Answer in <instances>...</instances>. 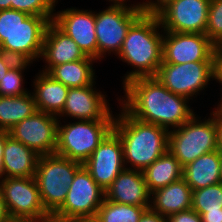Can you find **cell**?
<instances>
[{
	"mask_svg": "<svg viewBox=\"0 0 222 222\" xmlns=\"http://www.w3.org/2000/svg\"><path fill=\"white\" fill-rule=\"evenodd\" d=\"M122 87L124 97L120 95L116 100L140 121L171 130L196 114L189 98L172 93L156 77L135 78Z\"/></svg>",
	"mask_w": 222,
	"mask_h": 222,
	"instance_id": "6da1fadb",
	"label": "cell"
},
{
	"mask_svg": "<svg viewBox=\"0 0 222 222\" xmlns=\"http://www.w3.org/2000/svg\"><path fill=\"white\" fill-rule=\"evenodd\" d=\"M163 34L156 14L144 12L128 29L116 56L132 68L122 78V86L132 79L155 77L163 61Z\"/></svg>",
	"mask_w": 222,
	"mask_h": 222,
	"instance_id": "7a4b0ae2",
	"label": "cell"
},
{
	"mask_svg": "<svg viewBox=\"0 0 222 222\" xmlns=\"http://www.w3.org/2000/svg\"><path fill=\"white\" fill-rule=\"evenodd\" d=\"M117 108L113 130L122 143L125 167L143 171L168 151L169 130L130 116L120 105Z\"/></svg>",
	"mask_w": 222,
	"mask_h": 222,
	"instance_id": "3957f363",
	"label": "cell"
},
{
	"mask_svg": "<svg viewBox=\"0 0 222 222\" xmlns=\"http://www.w3.org/2000/svg\"><path fill=\"white\" fill-rule=\"evenodd\" d=\"M204 119L195 114L180 127L169 130L168 150L182 167L201 155L217 150L216 113Z\"/></svg>",
	"mask_w": 222,
	"mask_h": 222,
	"instance_id": "277c9868",
	"label": "cell"
},
{
	"mask_svg": "<svg viewBox=\"0 0 222 222\" xmlns=\"http://www.w3.org/2000/svg\"><path fill=\"white\" fill-rule=\"evenodd\" d=\"M69 121L58 122L55 154L83 164L113 130L114 120Z\"/></svg>",
	"mask_w": 222,
	"mask_h": 222,
	"instance_id": "5b68a950",
	"label": "cell"
},
{
	"mask_svg": "<svg viewBox=\"0 0 222 222\" xmlns=\"http://www.w3.org/2000/svg\"><path fill=\"white\" fill-rule=\"evenodd\" d=\"M83 164L57 154L39 156L35 179L45 210L52 216L65 202L68 186Z\"/></svg>",
	"mask_w": 222,
	"mask_h": 222,
	"instance_id": "8992f818",
	"label": "cell"
},
{
	"mask_svg": "<svg viewBox=\"0 0 222 222\" xmlns=\"http://www.w3.org/2000/svg\"><path fill=\"white\" fill-rule=\"evenodd\" d=\"M142 7L109 5L95 11V31L98 44V62L121 51L130 26L144 13Z\"/></svg>",
	"mask_w": 222,
	"mask_h": 222,
	"instance_id": "52a82bcc",
	"label": "cell"
},
{
	"mask_svg": "<svg viewBox=\"0 0 222 222\" xmlns=\"http://www.w3.org/2000/svg\"><path fill=\"white\" fill-rule=\"evenodd\" d=\"M155 77L169 91L187 97L192 102L206 91L211 81H216L215 61L162 63Z\"/></svg>",
	"mask_w": 222,
	"mask_h": 222,
	"instance_id": "ba28073f",
	"label": "cell"
},
{
	"mask_svg": "<svg viewBox=\"0 0 222 222\" xmlns=\"http://www.w3.org/2000/svg\"><path fill=\"white\" fill-rule=\"evenodd\" d=\"M104 198L105 191L82 165L68 186L65 202L51 216V222H66L77 217L97 215Z\"/></svg>",
	"mask_w": 222,
	"mask_h": 222,
	"instance_id": "9c48e42d",
	"label": "cell"
},
{
	"mask_svg": "<svg viewBox=\"0 0 222 222\" xmlns=\"http://www.w3.org/2000/svg\"><path fill=\"white\" fill-rule=\"evenodd\" d=\"M0 189L11 219L51 222L45 210L35 177L2 178Z\"/></svg>",
	"mask_w": 222,
	"mask_h": 222,
	"instance_id": "30bf717a",
	"label": "cell"
},
{
	"mask_svg": "<svg viewBox=\"0 0 222 222\" xmlns=\"http://www.w3.org/2000/svg\"><path fill=\"white\" fill-rule=\"evenodd\" d=\"M49 23L46 17L29 15L0 44V50L17 61L39 62Z\"/></svg>",
	"mask_w": 222,
	"mask_h": 222,
	"instance_id": "8fae6325",
	"label": "cell"
},
{
	"mask_svg": "<svg viewBox=\"0 0 222 222\" xmlns=\"http://www.w3.org/2000/svg\"><path fill=\"white\" fill-rule=\"evenodd\" d=\"M96 82L90 86L69 88L58 119L114 120L116 114L111 110L114 108L110 107L108 96L97 88Z\"/></svg>",
	"mask_w": 222,
	"mask_h": 222,
	"instance_id": "7c38bea8",
	"label": "cell"
},
{
	"mask_svg": "<svg viewBox=\"0 0 222 222\" xmlns=\"http://www.w3.org/2000/svg\"><path fill=\"white\" fill-rule=\"evenodd\" d=\"M210 0H173L156 15L163 31L205 34Z\"/></svg>",
	"mask_w": 222,
	"mask_h": 222,
	"instance_id": "4fadbf2b",
	"label": "cell"
},
{
	"mask_svg": "<svg viewBox=\"0 0 222 222\" xmlns=\"http://www.w3.org/2000/svg\"><path fill=\"white\" fill-rule=\"evenodd\" d=\"M58 122L57 116L36 111L8 132L38 155H51L56 152Z\"/></svg>",
	"mask_w": 222,
	"mask_h": 222,
	"instance_id": "5bb4252c",
	"label": "cell"
},
{
	"mask_svg": "<svg viewBox=\"0 0 222 222\" xmlns=\"http://www.w3.org/2000/svg\"><path fill=\"white\" fill-rule=\"evenodd\" d=\"M216 45L206 34L164 31L162 63L215 61Z\"/></svg>",
	"mask_w": 222,
	"mask_h": 222,
	"instance_id": "9a60e30c",
	"label": "cell"
},
{
	"mask_svg": "<svg viewBox=\"0 0 222 222\" xmlns=\"http://www.w3.org/2000/svg\"><path fill=\"white\" fill-rule=\"evenodd\" d=\"M83 165L95 182L106 191L126 168L123 147L118 134L112 130Z\"/></svg>",
	"mask_w": 222,
	"mask_h": 222,
	"instance_id": "2e32d148",
	"label": "cell"
},
{
	"mask_svg": "<svg viewBox=\"0 0 222 222\" xmlns=\"http://www.w3.org/2000/svg\"><path fill=\"white\" fill-rule=\"evenodd\" d=\"M52 22L72 38L86 56L93 57L98 61L94 10H81L76 7L61 9L60 11L55 9Z\"/></svg>",
	"mask_w": 222,
	"mask_h": 222,
	"instance_id": "e0dca14e",
	"label": "cell"
},
{
	"mask_svg": "<svg viewBox=\"0 0 222 222\" xmlns=\"http://www.w3.org/2000/svg\"><path fill=\"white\" fill-rule=\"evenodd\" d=\"M86 55L77 43L67 34L61 31L53 22L47 26L40 61L42 70L48 73L54 66L84 59Z\"/></svg>",
	"mask_w": 222,
	"mask_h": 222,
	"instance_id": "ac0fdd59",
	"label": "cell"
},
{
	"mask_svg": "<svg viewBox=\"0 0 222 222\" xmlns=\"http://www.w3.org/2000/svg\"><path fill=\"white\" fill-rule=\"evenodd\" d=\"M105 199L134 206H150L151 193L143 172L125 168L106 189Z\"/></svg>",
	"mask_w": 222,
	"mask_h": 222,
	"instance_id": "d6986e66",
	"label": "cell"
},
{
	"mask_svg": "<svg viewBox=\"0 0 222 222\" xmlns=\"http://www.w3.org/2000/svg\"><path fill=\"white\" fill-rule=\"evenodd\" d=\"M39 156L33 149L8 135L3 150V178L34 177Z\"/></svg>",
	"mask_w": 222,
	"mask_h": 222,
	"instance_id": "ffe728a7",
	"label": "cell"
},
{
	"mask_svg": "<svg viewBox=\"0 0 222 222\" xmlns=\"http://www.w3.org/2000/svg\"><path fill=\"white\" fill-rule=\"evenodd\" d=\"M30 90L38 111L58 116L64 107L69 88L39 70L34 75Z\"/></svg>",
	"mask_w": 222,
	"mask_h": 222,
	"instance_id": "44dd1931",
	"label": "cell"
},
{
	"mask_svg": "<svg viewBox=\"0 0 222 222\" xmlns=\"http://www.w3.org/2000/svg\"><path fill=\"white\" fill-rule=\"evenodd\" d=\"M150 208L164 217L192 208V189L182 178L151 193Z\"/></svg>",
	"mask_w": 222,
	"mask_h": 222,
	"instance_id": "7402d4cb",
	"label": "cell"
},
{
	"mask_svg": "<svg viewBox=\"0 0 222 222\" xmlns=\"http://www.w3.org/2000/svg\"><path fill=\"white\" fill-rule=\"evenodd\" d=\"M221 153L208 152L183 167V179L193 190L221 183Z\"/></svg>",
	"mask_w": 222,
	"mask_h": 222,
	"instance_id": "603a6c76",
	"label": "cell"
},
{
	"mask_svg": "<svg viewBox=\"0 0 222 222\" xmlns=\"http://www.w3.org/2000/svg\"><path fill=\"white\" fill-rule=\"evenodd\" d=\"M94 63L98 61L86 56L81 60L54 66L47 74L68 88L90 86L97 80Z\"/></svg>",
	"mask_w": 222,
	"mask_h": 222,
	"instance_id": "cb8c5ba5",
	"label": "cell"
},
{
	"mask_svg": "<svg viewBox=\"0 0 222 222\" xmlns=\"http://www.w3.org/2000/svg\"><path fill=\"white\" fill-rule=\"evenodd\" d=\"M142 172L150 193L183 178V167L169 150Z\"/></svg>",
	"mask_w": 222,
	"mask_h": 222,
	"instance_id": "d4e9b609",
	"label": "cell"
},
{
	"mask_svg": "<svg viewBox=\"0 0 222 222\" xmlns=\"http://www.w3.org/2000/svg\"><path fill=\"white\" fill-rule=\"evenodd\" d=\"M36 111L38 110L31 91L22 96H0V129L9 131Z\"/></svg>",
	"mask_w": 222,
	"mask_h": 222,
	"instance_id": "484cf974",
	"label": "cell"
},
{
	"mask_svg": "<svg viewBox=\"0 0 222 222\" xmlns=\"http://www.w3.org/2000/svg\"><path fill=\"white\" fill-rule=\"evenodd\" d=\"M150 206H134L111 202L104 198L97 216L102 222H139L143 212Z\"/></svg>",
	"mask_w": 222,
	"mask_h": 222,
	"instance_id": "4316f807",
	"label": "cell"
},
{
	"mask_svg": "<svg viewBox=\"0 0 222 222\" xmlns=\"http://www.w3.org/2000/svg\"><path fill=\"white\" fill-rule=\"evenodd\" d=\"M33 63L27 61H16L0 80V96H22L30 92L25 88L24 73Z\"/></svg>",
	"mask_w": 222,
	"mask_h": 222,
	"instance_id": "83f0119b",
	"label": "cell"
},
{
	"mask_svg": "<svg viewBox=\"0 0 222 222\" xmlns=\"http://www.w3.org/2000/svg\"><path fill=\"white\" fill-rule=\"evenodd\" d=\"M192 209L201 216L205 212H222V182L193 190Z\"/></svg>",
	"mask_w": 222,
	"mask_h": 222,
	"instance_id": "f1b7e54d",
	"label": "cell"
},
{
	"mask_svg": "<svg viewBox=\"0 0 222 222\" xmlns=\"http://www.w3.org/2000/svg\"><path fill=\"white\" fill-rule=\"evenodd\" d=\"M61 0H11V9L53 21L55 8Z\"/></svg>",
	"mask_w": 222,
	"mask_h": 222,
	"instance_id": "f546056e",
	"label": "cell"
},
{
	"mask_svg": "<svg viewBox=\"0 0 222 222\" xmlns=\"http://www.w3.org/2000/svg\"><path fill=\"white\" fill-rule=\"evenodd\" d=\"M205 34L216 46L222 42V0H210Z\"/></svg>",
	"mask_w": 222,
	"mask_h": 222,
	"instance_id": "4dcf8cb0",
	"label": "cell"
},
{
	"mask_svg": "<svg viewBox=\"0 0 222 222\" xmlns=\"http://www.w3.org/2000/svg\"><path fill=\"white\" fill-rule=\"evenodd\" d=\"M29 15L25 12L7 9L0 10V44L22 23Z\"/></svg>",
	"mask_w": 222,
	"mask_h": 222,
	"instance_id": "1f68e13d",
	"label": "cell"
},
{
	"mask_svg": "<svg viewBox=\"0 0 222 222\" xmlns=\"http://www.w3.org/2000/svg\"><path fill=\"white\" fill-rule=\"evenodd\" d=\"M166 222H202V217L194 209L171 214L166 218Z\"/></svg>",
	"mask_w": 222,
	"mask_h": 222,
	"instance_id": "d6a6232c",
	"label": "cell"
},
{
	"mask_svg": "<svg viewBox=\"0 0 222 222\" xmlns=\"http://www.w3.org/2000/svg\"><path fill=\"white\" fill-rule=\"evenodd\" d=\"M143 0L142 8L146 13L157 14L167 3L173 0Z\"/></svg>",
	"mask_w": 222,
	"mask_h": 222,
	"instance_id": "836d02e7",
	"label": "cell"
},
{
	"mask_svg": "<svg viewBox=\"0 0 222 222\" xmlns=\"http://www.w3.org/2000/svg\"><path fill=\"white\" fill-rule=\"evenodd\" d=\"M17 60L0 50V80Z\"/></svg>",
	"mask_w": 222,
	"mask_h": 222,
	"instance_id": "e575fe53",
	"label": "cell"
},
{
	"mask_svg": "<svg viewBox=\"0 0 222 222\" xmlns=\"http://www.w3.org/2000/svg\"><path fill=\"white\" fill-rule=\"evenodd\" d=\"M139 222H166V217L148 208L141 215Z\"/></svg>",
	"mask_w": 222,
	"mask_h": 222,
	"instance_id": "d590c367",
	"label": "cell"
},
{
	"mask_svg": "<svg viewBox=\"0 0 222 222\" xmlns=\"http://www.w3.org/2000/svg\"><path fill=\"white\" fill-rule=\"evenodd\" d=\"M216 83L222 85V53H215Z\"/></svg>",
	"mask_w": 222,
	"mask_h": 222,
	"instance_id": "8d00e7d4",
	"label": "cell"
},
{
	"mask_svg": "<svg viewBox=\"0 0 222 222\" xmlns=\"http://www.w3.org/2000/svg\"><path fill=\"white\" fill-rule=\"evenodd\" d=\"M8 135H9L8 131L0 129V180L3 178V171H2V169H3V164H2L3 150H4V146H5V140Z\"/></svg>",
	"mask_w": 222,
	"mask_h": 222,
	"instance_id": "74e56055",
	"label": "cell"
},
{
	"mask_svg": "<svg viewBox=\"0 0 222 222\" xmlns=\"http://www.w3.org/2000/svg\"><path fill=\"white\" fill-rule=\"evenodd\" d=\"M201 217L202 222H222V212H205Z\"/></svg>",
	"mask_w": 222,
	"mask_h": 222,
	"instance_id": "f35d334b",
	"label": "cell"
},
{
	"mask_svg": "<svg viewBox=\"0 0 222 222\" xmlns=\"http://www.w3.org/2000/svg\"><path fill=\"white\" fill-rule=\"evenodd\" d=\"M217 150L222 154V117L216 114Z\"/></svg>",
	"mask_w": 222,
	"mask_h": 222,
	"instance_id": "ab89813d",
	"label": "cell"
},
{
	"mask_svg": "<svg viewBox=\"0 0 222 222\" xmlns=\"http://www.w3.org/2000/svg\"><path fill=\"white\" fill-rule=\"evenodd\" d=\"M11 218L9 216L8 210L6 208L5 200L0 189V222H7Z\"/></svg>",
	"mask_w": 222,
	"mask_h": 222,
	"instance_id": "60d3db41",
	"label": "cell"
},
{
	"mask_svg": "<svg viewBox=\"0 0 222 222\" xmlns=\"http://www.w3.org/2000/svg\"><path fill=\"white\" fill-rule=\"evenodd\" d=\"M106 1H108L110 3L109 5H129L131 7H142L143 6V2L133 1V3H131L132 1H130V0H106Z\"/></svg>",
	"mask_w": 222,
	"mask_h": 222,
	"instance_id": "b9f144b4",
	"label": "cell"
},
{
	"mask_svg": "<svg viewBox=\"0 0 222 222\" xmlns=\"http://www.w3.org/2000/svg\"><path fill=\"white\" fill-rule=\"evenodd\" d=\"M66 222H102L97 215L77 217Z\"/></svg>",
	"mask_w": 222,
	"mask_h": 222,
	"instance_id": "7bdbcfd3",
	"label": "cell"
},
{
	"mask_svg": "<svg viewBox=\"0 0 222 222\" xmlns=\"http://www.w3.org/2000/svg\"><path fill=\"white\" fill-rule=\"evenodd\" d=\"M218 89H222L218 88ZM221 92V96H220V100L218 99V103L217 105L215 104L214 109H212L219 117H222V90H220ZM217 106V107H216Z\"/></svg>",
	"mask_w": 222,
	"mask_h": 222,
	"instance_id": "ee69618b",
	"label": "cell"
},
{
	"mask_svg": "<svg viewBox=\"0 0 222 222\" xmlns=\"http://www.w3.org/2000/svg\"><path fill=\"white\" fill-rule=\"evenodd\" d=\"M11 9V0H0V10Z\"/></svg>",
	"mask_w": 222,
	"mask_h": 222,
	"instance_id": "f6af8a7d",
	"label": "cell"
},
{
	"mask_svg": "<svg viewBox=\"0 0 222 222\" xmlns=\"http://www.w3.org/2000/svg\"><path fill=\"white\" fill-rule=\"evenodd\" d=\"M7 222H34V221L25 220V219H10Z\"/></svg>",
	"mask_w": 222,
	"mask_h": 222,
	"instance_id": "bcb514c9",
	"label": "cell"
},
{
	"mask_svg": "<svg viewBox=\"0 0 222 222\" xmlns=\"http://www.w3.org/2000/svg\"><path fill=\"white\" fill-rule=\"evenodd\" d=\"M215 53H222V42L216 46Z\"/></svg>",
	"mask_w": 222,
	"mask_h": 222,
	"instance_id": "7dc6e473",
	"label": "cell"
},
{
	"mask_svg": "<svg viewBox=\"0 0 222 222\" xmlns=\"http://www.w3.org/2000/svg\"><path fill=\"white\" fill-rule=\"evenodd\" d=\"M220 175H221V182H222V154H221V162H220Z\"/></svg>",
	"mask_w": 222,
	"mask_h": 222,
	"instance_id": "c3c4849f",
	"label": "cell"
}]
</instances>
